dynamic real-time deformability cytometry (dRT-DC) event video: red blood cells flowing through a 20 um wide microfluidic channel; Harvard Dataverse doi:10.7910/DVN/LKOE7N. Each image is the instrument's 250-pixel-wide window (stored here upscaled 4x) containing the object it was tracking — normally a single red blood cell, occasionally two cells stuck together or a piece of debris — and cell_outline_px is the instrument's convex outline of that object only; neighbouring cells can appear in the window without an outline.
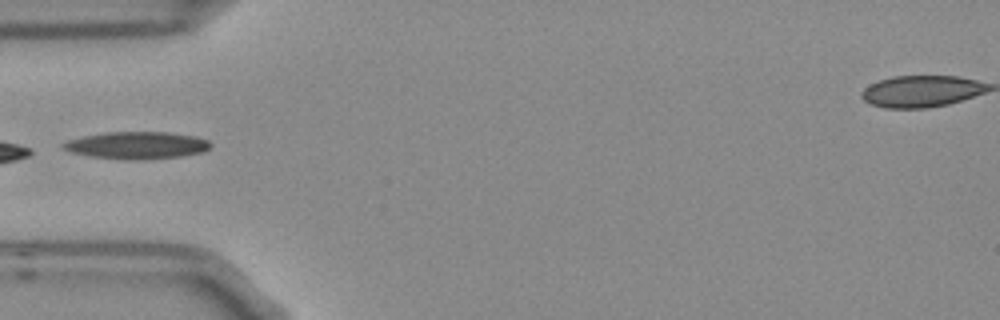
{"species": "Egyptian fruit bat (a non-hibernating species)", "species_latin": "Rousettus aegyptiacus", "temperature_condition": "room temperature", "stored_images_in_passage": 4, "camera_frame_rate_fps": 3000, "um_per_image_px": 0.085, "frame": {"image": 1, "passage_image": 4, "time_ms": 1.0, "image_size_px": [1000, 320], "cell_outline_px": [[212, 144], [204, 152], [180, 156], [88, 156], [72, 152], [64, 148], [60, 144], [68, 140], [84, 136], [104, 132], [168, 132], [196, 136], [208, 140]], "centroid_in_image_um": [11.66, 12.28], "position_along_channel_um": 73.3, "area_um2": 21.91}}